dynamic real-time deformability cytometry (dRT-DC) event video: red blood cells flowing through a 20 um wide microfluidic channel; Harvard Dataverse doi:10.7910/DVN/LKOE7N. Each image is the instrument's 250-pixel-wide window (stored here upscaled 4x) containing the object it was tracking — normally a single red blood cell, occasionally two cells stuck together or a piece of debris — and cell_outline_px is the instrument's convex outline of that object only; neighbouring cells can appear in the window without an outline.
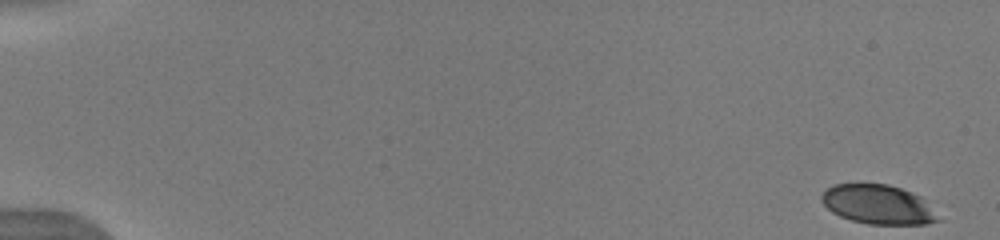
{"species": "human", "species_latin": "Homo sapiens", "temperature_condition": "warm", "stored_images_in_passage": 52, "camera_frame_rate_fps": 3000, "um_per_image_px": 0.085, "donor": {"sex": "male"}, "frame": {"image": 1, "passage_image": 1, "time_ms": 0.0, "image_size_px": [1000, 240], "cell_outline_px": [[944, 220], [924, 224], [868, 224], [852, 220], [840, 216], [832, 212], [820, 200], [820, 196], [832, 184], [888, 184], [912, 192], [920, 196]], "centroid_in_image_um": [74.66, 17.39], "position_along_channel_um": 10.3, "area_um2": 26.7}}
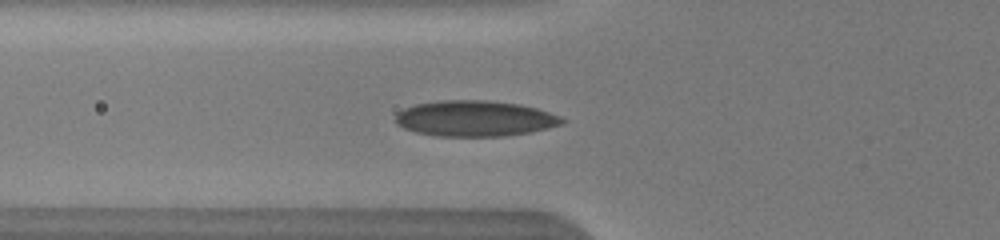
{"frame": {"image": 2, "passage_image": 20, "time_ms": 6.333, "image_size_px": [1000, 240], "cell_outline_px": [[564, 124], [548, 128], [528, 132], [504, 136], [436, 136], [416, 132], [404, 128], [396, 124], [396, 112], [404, 108], [416, 104], [440, 100], [484, 100], [520, 104], [536, 108], [560, 116], [564, 120]], "centroid_in_image_um": [40.34, 10.07], "position_along_channel_um": 85.5, "area_um2": 34.68}}
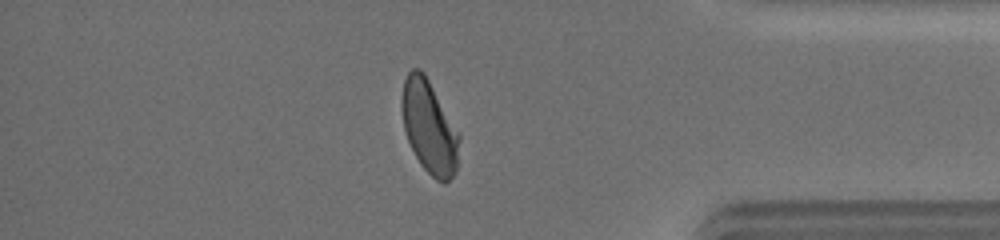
{"frame": {"image": 3, "passage_image": 45, "time_ms": 14.667, "image_size_px": [1000, 240], "cell_outline_px": [[460, 140], [456, 172], [444, 184], [436, 180], [420, 164], [408, 140], [404, 128], [400, 108], [400, 100], [404, 80], [408, 72], [412, 68], [420, 68], [424, 72], [460, 132]], "centroid_in_image_um": [36.49, 10.77], "position_along_channel_um": 398.7, "area_um2": 31.5}, "authors_computed_cell_mechanics": {"area_um2": 31.7033, "velocity_mm_per_s": 3.983, "shape_relaxation_time_tau1_ms": 4.7328, "shape_relaxation_time_tau2_ms": null, "deformation_change_tau1": 0.1629, "deformation_change_tau2": null}}